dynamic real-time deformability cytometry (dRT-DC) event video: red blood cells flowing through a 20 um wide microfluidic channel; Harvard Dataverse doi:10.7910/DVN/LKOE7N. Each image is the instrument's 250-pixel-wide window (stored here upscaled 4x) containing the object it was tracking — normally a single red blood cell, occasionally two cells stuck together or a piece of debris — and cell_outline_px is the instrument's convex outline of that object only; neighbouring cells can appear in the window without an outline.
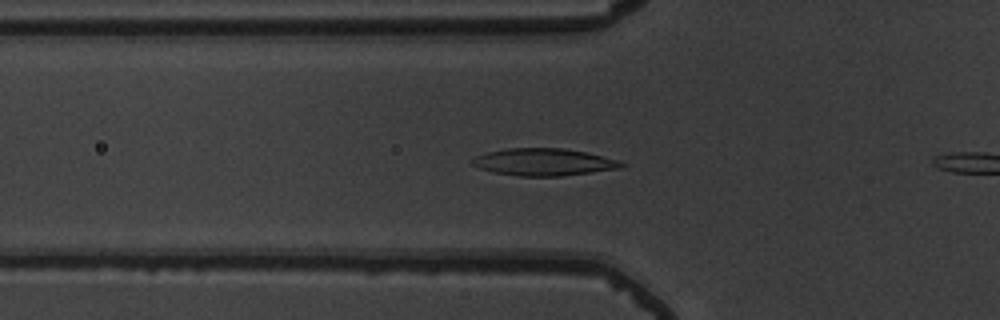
{"species": "common noctule bat (a hibernating species)", "species_latin": "Nyctalus noctula", "temperature_condition": "warm", "stored_images_in_passage": 8, "camera_frame_rate_fps": 3000, "um_per_image_px": 0.085, "animal": {"sex": "male", "body_mass_g": 19.5, "forearm_length_mm": 54.6}, "frame": {"image": 1, "passage_image": 6, "time_ms": 1.667, "image_size_px": [1000, 320], "cell_outline_px": [[628, 164], [624, 168], [560, 176], [520, 176], [492, 172], [480, 168], [472, 164], [468, 160], [476, 156], [488, 152], [508, 148], [564, 148], [584, 152], [620, 160]], "centroid_in_image_um": [46.25, 13.78], "position_along_channel_um": 79.6, "area_um2": 23.76}}